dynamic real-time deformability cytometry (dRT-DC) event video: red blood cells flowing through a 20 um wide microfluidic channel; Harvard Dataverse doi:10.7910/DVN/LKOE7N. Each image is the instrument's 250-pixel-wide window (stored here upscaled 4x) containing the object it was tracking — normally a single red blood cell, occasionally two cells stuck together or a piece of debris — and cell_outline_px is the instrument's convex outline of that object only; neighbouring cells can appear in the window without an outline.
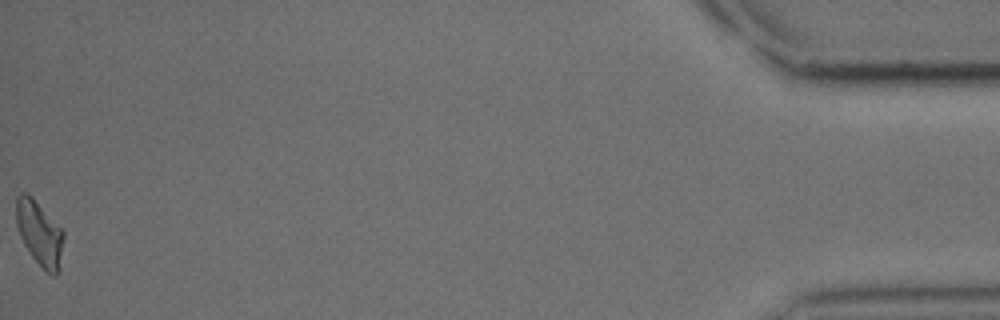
{"species": "common noctule bat (a hibernating species)", "species_latin": "Nyctalus noctula", "temperature_condition": "cold", "stored_images_in_passage": 48, "segment_of_instrument_passage": [2, 2], "camera_frame_rate_fps": 3000, "um_per_image_px": 0.085, "animal": {"sex": "male", "body_mass_g": 15.6}, "frame": {"image": 1, "passage_image": 48, "time_ms": 15.667, "image_size_px": [1000, 320], "cell_outline_px": [[64, 236], [60, 268], [56, 276], [52, 276], [32, 256], [24, 244], [20, 236], [16, 224], [16, 196], [20, 192], [24, 192], [32, 196], [64, 232]], "centroid_in_image_um": [3.35, 19.81], "position_along_channel_um": 431.8, "area_um2": 17.74}}